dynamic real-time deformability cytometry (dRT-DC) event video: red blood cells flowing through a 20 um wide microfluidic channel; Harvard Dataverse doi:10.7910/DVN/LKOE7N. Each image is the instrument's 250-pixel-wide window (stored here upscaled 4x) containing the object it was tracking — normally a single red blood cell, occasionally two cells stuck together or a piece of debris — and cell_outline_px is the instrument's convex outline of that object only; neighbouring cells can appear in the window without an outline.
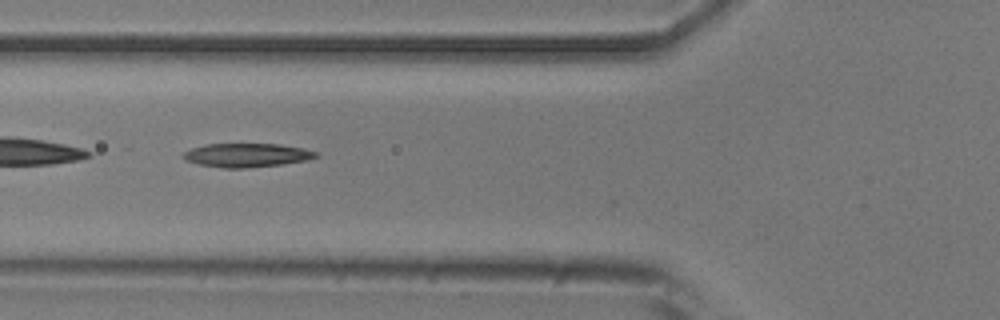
{"species": "common noctule bat (a hibernating species)", "species_latin": "Nyctalus noctula", "temperature_condition": "room temperature", "stored_images_in_passage": 3, "camera_frame_rate_fps": 3000, "um_per_image_px": 0.085, "animal": {"sex": "male", "body_mass_g": 20.5, "forearm_length_mm": 52.5}, "frame": {"image": 1, "passage_image": 2, "time_ms": 1.0, "image_size_px": [1000, 320], "cell_outline_px": [[320, 156], [308, 160], [280, 164], [244, 168], [224, 168], [200, 164], [184, 160], [180, 156], [184, 152], [192, 148], [204, 144], [280, 144], [304, 148], [320, 152]], "centroid_in_image_um": [21.0, 13.18], "position_along_channel_um": 104.8, "area_um2": 18.5}}
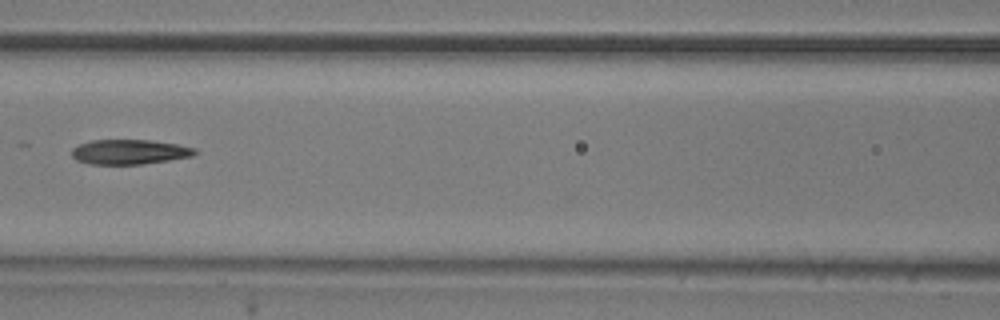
{"frame": {"image": 2, "passage_image": 3, "time_ms": 2.333, "image_size_px": [1000, 320], "cell_outline_px": [[196, 152], [192, 156], [168, 160], [140, 164], [92, 164], [76, 160], [72, 156], [72, 148], [80, 144], [92, 140], [148, 140], [176, 144], [196, 148]], "centroid_in_image_um": [10.98, 12.91], "position_along_channel_um": 155.6, "area_um2": 17.57}}